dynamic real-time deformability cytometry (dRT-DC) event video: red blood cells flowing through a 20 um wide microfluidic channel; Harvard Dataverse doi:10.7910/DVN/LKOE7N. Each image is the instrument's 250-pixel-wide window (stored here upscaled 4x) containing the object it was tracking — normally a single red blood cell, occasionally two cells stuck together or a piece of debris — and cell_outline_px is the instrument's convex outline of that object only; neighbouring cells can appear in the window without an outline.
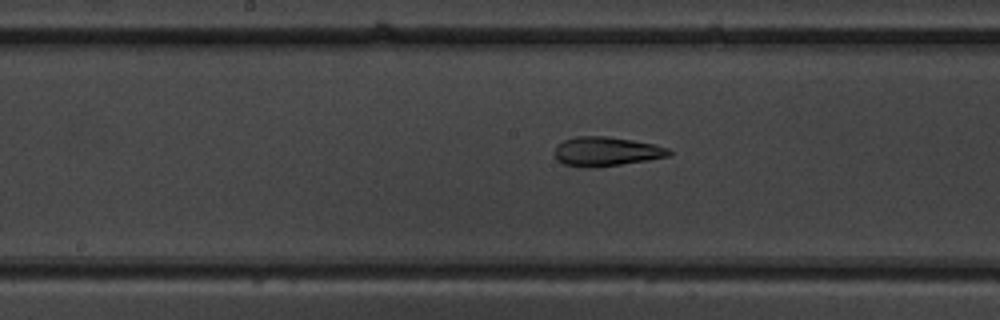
{"species": "common noctule bat (a hibernating species)", "species_latin": "Nyctalus noctula", "temperature_condition": "warm", "stored_images_in_passage": 9, "camera_frame_rate_fps": 3000, "um_per_image_px": 0.085, "animal": {"sex": "male", "body_mass_g": 19.5, "forearm_length_mm": 54.6}, "frame": {"image": 1, "passage_image": 9, "time_ms": 10.333, "image_size_px": [1000, 320], "cell_outline_px": [[672, 152], [668, 156], [648, 160], [592, 168], [580, 168], [564, 164], [556, 160], [556, 148], [564, 140], [576, 136], [608, 136], [632, 140], [652, 144], [668, 148]], "centroid_in_image_um": [51.51, 12.88], "position_along_channel_um": 196.7, "area_um2": 19.36}}